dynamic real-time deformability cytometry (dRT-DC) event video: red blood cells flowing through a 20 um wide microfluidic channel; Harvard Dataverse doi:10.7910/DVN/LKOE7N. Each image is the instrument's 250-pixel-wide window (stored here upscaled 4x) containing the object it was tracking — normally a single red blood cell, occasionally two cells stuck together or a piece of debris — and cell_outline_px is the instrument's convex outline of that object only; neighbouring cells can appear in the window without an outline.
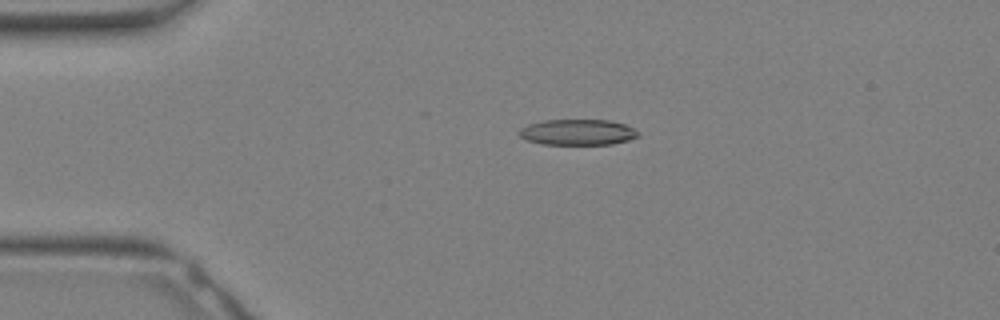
{"species": "Egyptian fruit bat (a non-hibernating species)", "species_latin": "Rousettus aegyptiacus", "temperature_condition": "warm", "stored_images_in_passage": 33, "camera_frame_rate_fps": 3000, "um_per_image_px": 0.085, "animal": {"sex": "female"}, "frame": {"image": 1, "passage_image": 8, "time_ms": 2.333, "image_size_px": [1000, 320], "cell_outline_px": [[640, 132], [636, 136], [628, 140], [612, 144], [540, 144], [528, 140], [520, 136], [516, 132], [520, 128], [528, 124], [544, 120], [612, 120], [624, 124]], "centroid_in_image_um": [49.06, 11.23], "position_along_channel_um": 35.9, "area_um2": 17.86}}
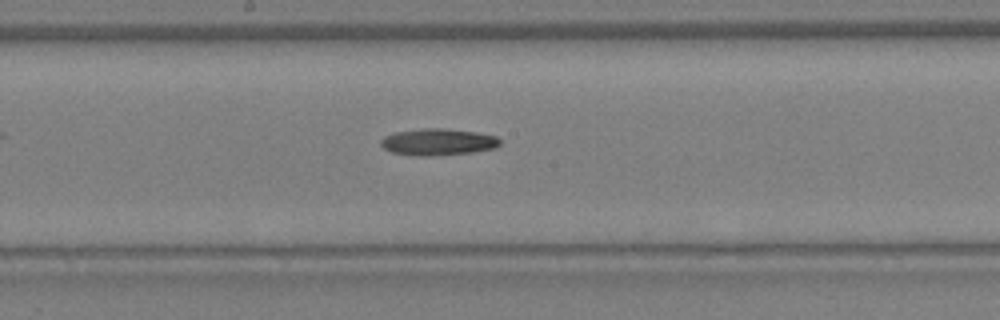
{"frame": {"image": 2, "passage_image": 18, "time_ms": 5.667, "image_size_px": [1000, 320], "cell_outline_px": [[500, 144], [496, 148], [472, 152], [432, 156], [416, 156], [392, 152], [384, 148], [380, 144], [380, 140], [384, 136], [392, 132], [424, 128], [444, 128], [476, 132], [496, 136], [500, 140]], "centroid_in_image_um": [37.2, 12.06], "position_along_channel_um": 211.0, "area_um2": 18.67}}
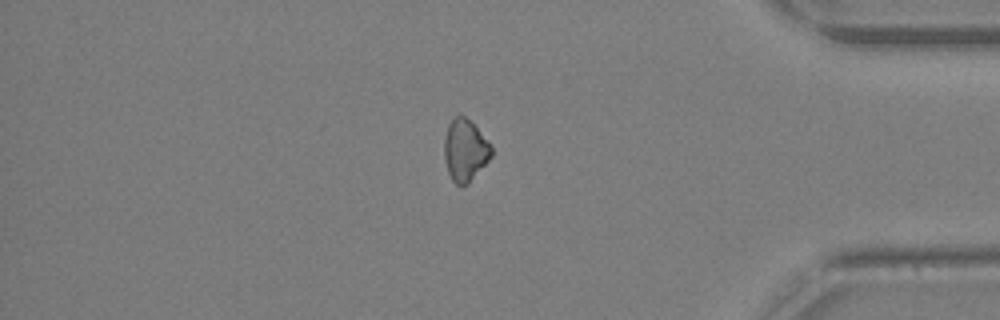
{"frame": {"image": 3, "passage_image": 28, "time_ms": 9.0, "image_size_px": [1000, 320], "cell_outline_px": [[492, 156], [468, 184], [456, 184], [452, 180], [448, 172], [444, 160], [444, 136], [448, 124], [460, 112], [492, 144]], "centroid_in_image_um": [39.52, 12.76], "position_along_channel_um": 395.7, "area_um2": 16.99}}